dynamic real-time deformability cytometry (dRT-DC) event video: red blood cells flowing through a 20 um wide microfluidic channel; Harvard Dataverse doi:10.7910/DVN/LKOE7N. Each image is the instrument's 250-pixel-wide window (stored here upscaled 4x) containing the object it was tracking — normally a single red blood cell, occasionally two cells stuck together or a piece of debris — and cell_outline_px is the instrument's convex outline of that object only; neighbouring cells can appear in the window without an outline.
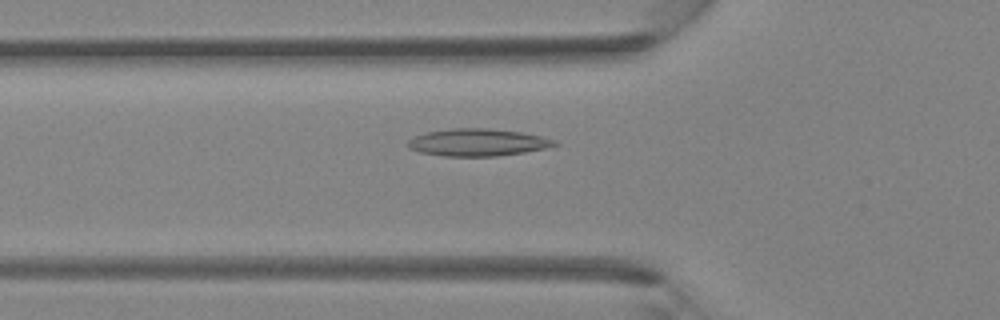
{"species": "Egyptian fruit bat (a non-hibernating species)", "species_latin": "Rousettus aegyptiacus", "temperature_condition": "room temperature", "stored_images_in_passage": 46, "segment_of_instrument_passage": [1, 2], "camera_frame_rate_fps": 3000, "um_per_image_px": 0.085, "animal": {"sex": "female"}, "frame": {"image": 1, "passage_image": 16, "time_ms": 5.0, "image_size_px": [1000, 320], "cell_outline_px": [[560, 144], [544, 148], [524, 152], [496, 156], [444, 156], [420, 152], [408, 148], [408, 140], [424, 132], [452, 128], [484, 128], [520, 132], [540, 136], [556, 140]], "centroid_in_image_um": [40.58, 12.1], "position_along_channel_um": 85.2, "area_um2": 23.18}}
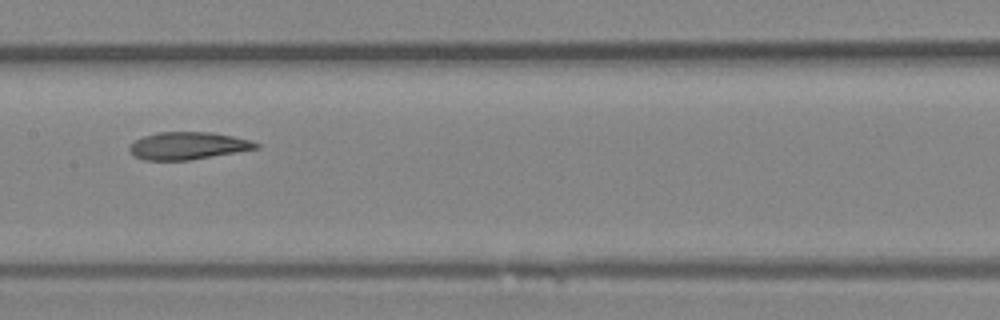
{"frame": {"image": 2, "passage_image": 23, "time_ms": 7.333, "image_size_px": [1000, 320], "cell_outline_px": [[260, 148], [188, 160], [144, 160], [136, 156], [128, 148], [136, 140], [144, 136], [156, 132], [212, 132], [232, 136], [248, 140], [260, 144]], "centroid_in_image_um": [15.98, 12.38], "position_along_channel_um": 191.4, "area_um2": 19.94}}
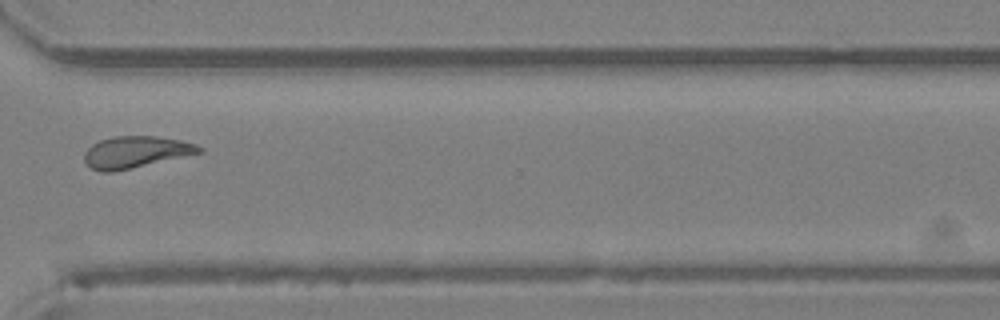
{"frame": {"image": 3, "passage_image": 34, "time_ms": 11.0, "image_size_px": [1000, 320], "cell_outline_px": [[204, 152], [112, 172], [100, 172], [92, 168], [84, 160], [84, 152], [92, 144], [100, 140], [116, 136], [156, 136], [180, 140], [196, 144], [204, 148]], "centroid_in_image_um": [11.55, 12.92], "position_along_channel_um": 359.1, "area_um2": 21.1}}